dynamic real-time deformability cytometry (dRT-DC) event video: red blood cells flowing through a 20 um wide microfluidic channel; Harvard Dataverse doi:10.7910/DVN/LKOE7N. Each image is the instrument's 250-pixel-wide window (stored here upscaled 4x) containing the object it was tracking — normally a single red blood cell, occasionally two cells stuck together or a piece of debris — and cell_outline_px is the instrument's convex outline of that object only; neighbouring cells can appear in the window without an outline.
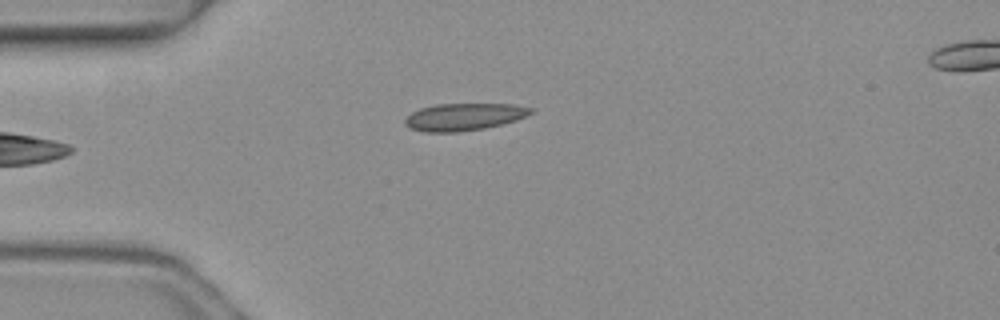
{"species": "common noctule bat (a hibernating species)", "species_latin": "Nyctalus noctula", "temperature_condition": "warm", "stored_images_in_passage": 4, "camera_frame_rate_fps": 3000, "um_per_image_px": 0.085, "animal": {"sex": "female", "body_mass_g": 19.3, "forearm_length_mm": 54.1}, "frame": {"image": 1, "passage_image": 3, "time_ms": 0.667, "image_size_px": [1000, 320], "cell_outline_px": [[536, 108], [532, 112], [516, 120], [484, 128], [456, 132], [424, 132], [412, 128], [404, 124], [404, 120], [412, 112], [420, 108], [436, 104], [516, 104]], "centroid_in_image_um": [39.45, 9.92], "position_along_channel_um": 45.6, "area_um2": 19.88}}